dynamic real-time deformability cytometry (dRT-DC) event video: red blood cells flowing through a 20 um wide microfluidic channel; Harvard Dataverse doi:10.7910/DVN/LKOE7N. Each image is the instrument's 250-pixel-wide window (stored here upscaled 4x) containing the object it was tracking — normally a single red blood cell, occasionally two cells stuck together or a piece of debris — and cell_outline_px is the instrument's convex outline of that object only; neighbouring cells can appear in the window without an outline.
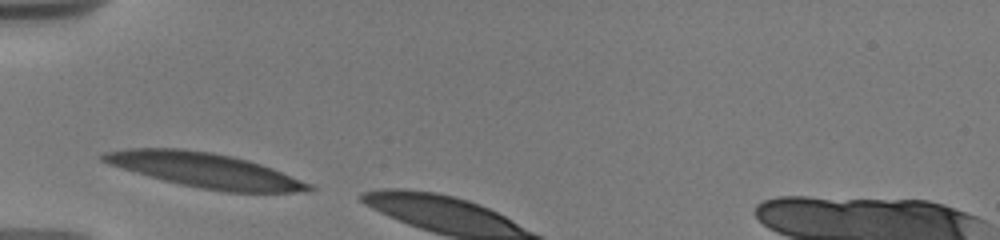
{"species": "human", "species_latin": "Homo sapiens", "temperature_condition": "warm", "stored_images_in_passage": 3, "camera_frame_rate_fps": 3000, "um_per_image_px": 0.085, "donor": {"sex": "male"}, "frame": {"image": 1, "passage_image": 1, "time_ms": 0.0, "image_size_px": [1000, 240], "cell_outline_px": [[316, 188], [308, 192], [224, 192], [200, 188], [180, 184], [148, 176], [108, 164], [100, 160], [100, 156], [104, 152], [128, 148], [180, 148], [212, 152], [232, 156], [248, 160], [272, 168], [312, 184]], "centroid_in_image_um": [17.43, 14.47], "position_along_channel_um": 67.6, "area_um2": 41.5}}